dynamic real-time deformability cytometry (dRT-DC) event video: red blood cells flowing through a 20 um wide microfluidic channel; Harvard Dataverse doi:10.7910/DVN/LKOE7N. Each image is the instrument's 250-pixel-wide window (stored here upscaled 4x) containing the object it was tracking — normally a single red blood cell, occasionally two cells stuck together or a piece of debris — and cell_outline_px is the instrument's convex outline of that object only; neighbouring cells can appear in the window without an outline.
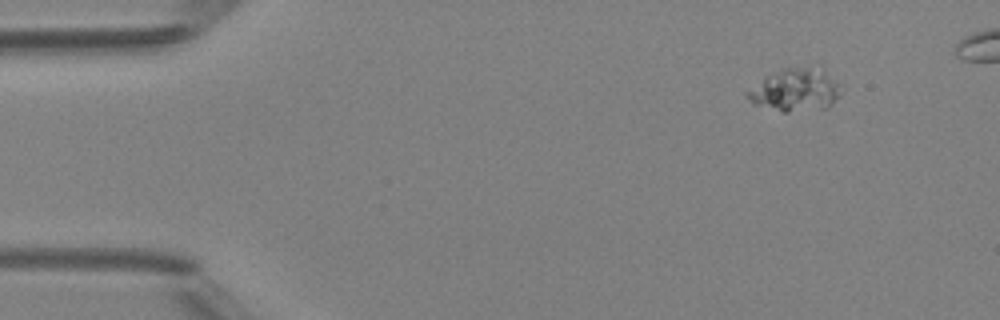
{"species": "Egyptian fruit bat (a non-hibernating species)", "species_latin": "Rousettus aegyptiacus", "temperature_condition": "room temperature", "stored_images_in_passage": 42, "camera_frame_rate_fps": 3000, "um_per_image_px": 0.085, "animal": {"sex": "female"}, "frame": {"image": 1, "passage_image": 1, "time_ms": 0.0, "image_size_px": [1000, 320], "cell_outline_px": [[840, 96], [828, 108], [788, 112], [784, 112], [752, 104], [748, 100], [744, 92], [768, 76], [784, 68], [808, 68], [824, 72], [840, 84]], "centroid_in_image_um": [67.58, 7.7], "position_along_channel_um": 17.4, "area_um2": 22.77}}
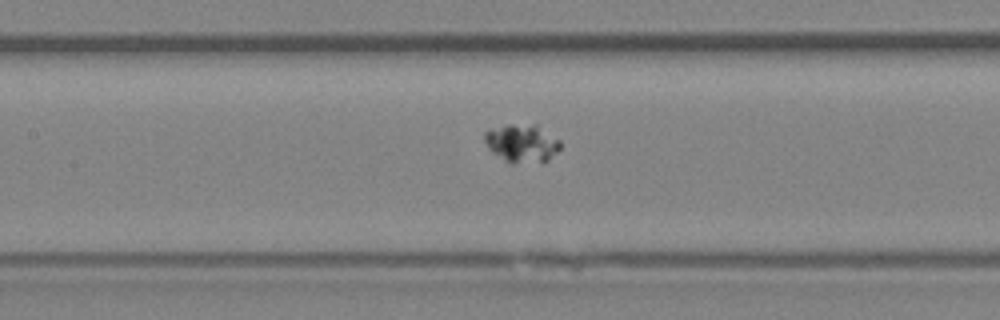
{"frame": {"image": 2, "passage_image": 19, "time_ms": 6.0, "image_size_px": [1000, 320], "cell_outline_px": [[560, 148], [548, 160], [512, 164], [504, 160], [492, 152], [484, 140], [484, 132], [488, 128], [508, 124], [536, 124], [560, 140]], "centroid_in_image_um": [44.33, 12.15], "position_along_channel_um": 163.1, "area_um2": 16.88}}
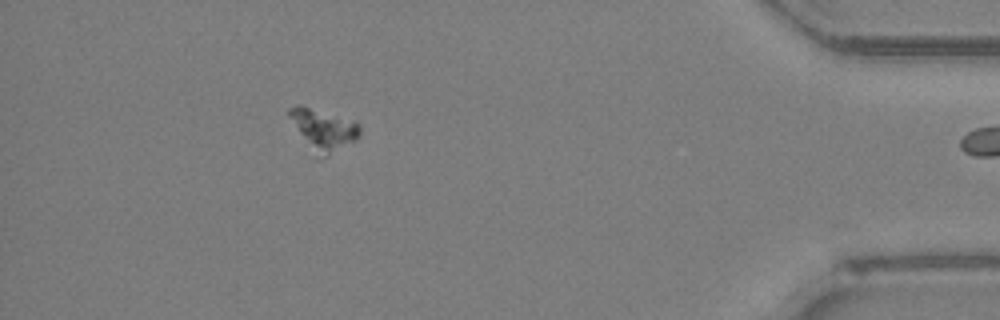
{"frame": {"image": 3, "passage_image": 41, "time_ms": 13.333, "image_size_px": [1000, 320], "cell_outline_px": [[360, 136], [356, 140], [328, 156], [324, 156], [300, 132], [288, 116], [288, 108], [300, 104], [356, 120], [360, 124]], "centroid_in_image_um": [27.58, 10.91], "position_along_channel_um": 407.6, "area_um2": 16.13}}